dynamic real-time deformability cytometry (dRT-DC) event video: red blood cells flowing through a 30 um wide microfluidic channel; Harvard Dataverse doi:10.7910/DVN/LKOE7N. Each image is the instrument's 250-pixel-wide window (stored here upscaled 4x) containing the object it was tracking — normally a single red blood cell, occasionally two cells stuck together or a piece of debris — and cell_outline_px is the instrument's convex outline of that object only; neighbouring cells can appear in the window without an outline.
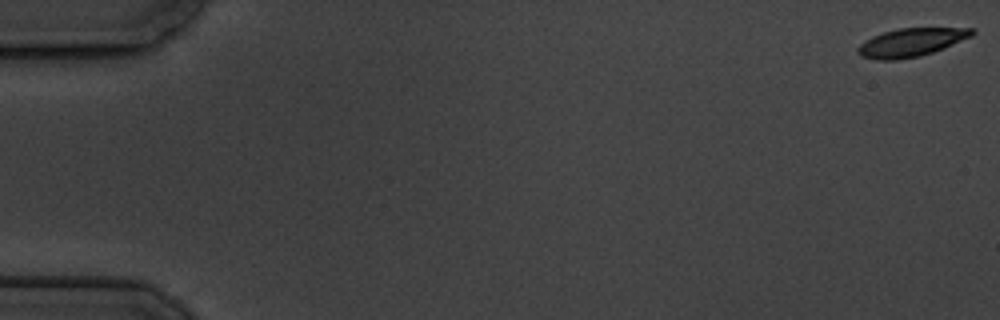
{"species": "common noctule bat (a hibernating species)", "species_latin": "Nyctalus noctula", "temperature_condition": "cold", "stored_images_in_passage": 6, "camera_frame_rate_fps": 3000, "um_per_image_px": 0.085, "animal": {"sex": "male", "body_mass_g": 19.5, "forearm_length_mm": 54.6}, "frame": {"image": 1, "passage_image": 1, "time_ms": 0.0, "image_size_px": [1000, 320], "cell_outline_px": [[976, 32], [972, 36], [944, 48], [920, 56], [896, 60], [876, 60], [860, 56], [856, 52], [856, 48], [860, 44], [872, 36], [884, 32], [900, 28], [972, 28]], "centroid_in_image_um": [77.42, 3.61], "position_along_channel_um": 7.6, "area_um2": 18.84}}
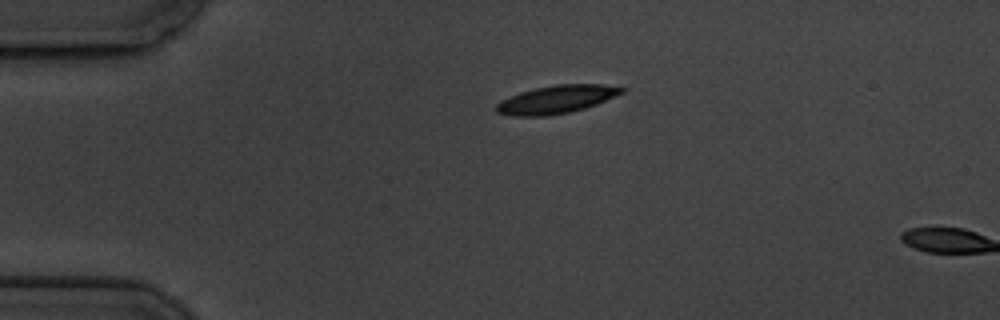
{"frame": {"image": 2, "passage_image": 5, "time_ms": 4.333, "image_size_px": [1000, 320], "cell_outline_px": [[624, 92], [596, 104], [584, 108], [568, 112], [548, 116], [512, 116], [496, 112], [492, 108], [500, 100], [520, 92], [536, 88], [556, 84], [600, 84], [624, 88]], "centroid_in_image_um": [47.22, 8.46], "position_along_channel_um": 37.8, "area_um2": 20.4}}